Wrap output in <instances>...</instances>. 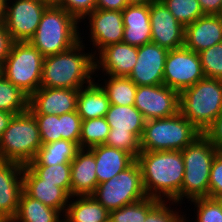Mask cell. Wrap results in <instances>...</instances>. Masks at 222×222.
<instances>
[{"instance_id": "6da1fadb", "label": "cell", "mask_w": 222, "mask_h": 222, "mask_svg": "<svg viewBox=\"0 0 222 222\" xmlns=\"http://www.w3.org/2000/svg\"><path fill=\"white\" fill-rule=\"evenodd\" d=\"M147 197L179 204L184 178L181 151H141L136 158Z\"/></svg>"}, {"instance_id": "7a4b0ae2", "label": "cell", "mask_w": 222, "mask_h": 222, "mask_svg": "<svg viewBox=\"0 0 222 222\" xmlns=\"http://www.w3.org/2000/svg\"><path fill=\"white\" fill-rule=\"evenodd\" d=\"M83 38L65 52L44 57L40 87L81 89L95 80V56L85 52Z\"/></svg>"}, {"instance_id": "3957f363", "label": "cell", "mask_w": 222, "mask_h": 222, "mask_svg": "<svg viewBox=\"0 0 222 222\" xmlns=\"http://www.w3.org/2000/svg\"><path fill=\"white\" fill-rule=\"evenodd\" d=\"M79 24L80 22L65 9L50 4L29 42L44 57L65 52L80 41L82 34Z\"/></svg>"}, {"instance_id": "277c9868", "label": "cell", "mask_w": 222, "mask_h": 222, "mask_svg": "<svg viewBox=\"0 0 222 222\" xmlns=\"http://www.w3.org/2000/svg\"><path fill=\"white\" fill-rule=\"evenodd\" d=\"M181 152L185 170L179 192L180 206L186 199L189 202L193 199L208 197L211 166L218 150L209 138L201 133Z\"/></svg>"}, {"instance_id": "5b68a950", "label": "cell", "mask_w": 222, "mask_h": 222, "mask_svg": "<svg viewBox=\"0 0 222 222\" xmlns=\"http://www.w3.org/2000/svg\"><path fill=\"white\" fill-rule=\"evenodd\" d=\"M179 112L205 133L222 114V80L205 77L181 91Z\"/></svg>"}, {"instance_id": "8992f818", "label": "cell", "mask_w": 222, "mask_h": 222, "mask_svg": "<svg viewBox=\"0 0 222 222\" xmlns=\"http://www.w3.org/2000/svg\"><path fill=\"white\" fill-rule=\"evenodd\" d=\"M42 147L34 115L25 111L13 116L0 140V160L28 165Z\"/></svg>"}, {"instance_id": "52a82bcc", "label": "cell", "mask_w": 222, "mask_h": 222, "mask_svg": "<svg viewBox=\"0 0 222 222\" xmlns=\"http://www.w3.org/2000/svg\"><path fill=\"white\" fill-rule=\"evenodd\" d=\"M201 132L180 112L145 123L140 140L141 151H182Z\"/></svg>"}, {"instance_id": "ba28073f", "label": "cell", "mask_w": 222, "mask_h": 222, "mask_svg": "<svg viewBox=\"0 0 222 222\" xmlns=\"http://www.w3.org/2000/svg\"><path fill=\"white\" fill-rule=\"evenodd\" d=\"M44 56L29 41L13 42L2 75L30 97L40 88Z\"/></svg>"}, {"instance_id": "9c48e42d", "label": "cell", "mask_w": 222, "mask_h": 222, "mask_svg": "<svg viewBox=\"0 0 222 222\" xmlns=\"http://www.w3.org/2000/svg\"><path fill=\"white\" fill-rule=\"evenodd\" d=\"M92 196L109 212L146 198L137 161L110 180L98 184Z\"/></svg>"}, {"instance_id": "30bf717a", "label": "cell", "mask_w": 222, "mask_h": 222, "mask_svg": "<svg viewBox=\"0 0 222 222\" xmlns=\"http://www.w3.org/2000/svg\"><path fill=\"white\" fill-rule=\"evenodd\" d=\"M49 5L42 0H7L3 23L12 41H29Z\"/></svg>"}, {"instance_id": "8fae6325", "label": "cell", "mask_w": 222, "mask_h": 222, "mask_svg": "<svg viewBox=\"0 0 222 222\" xmlns=\"http://www.w3.org/2000/svg\"><path fill=\"white\" fill-rule=\"evenodd\" d=\"M204 78L199 53L184 46L168 51L163 72L164 85L180 93Z\"/></svg>"}, {"instance_id": "7c38bea8", "label": "cell", "mask_w": 222, "mask_h": 222, "mask_svg": "<svg viewBox=\"0 0 222 222\" xmlns=\"http://www.w3.org/2000/svg\"><path fill=\"white\" fill-rule=\"evenodd\" d=\"M180 93L160 85L137 86L134 106L146 121L171 117L179 112Z\"/></svg>"}, {"instance_id": "4fadbf2b", "label": "cell", "mask_w": 222, "mask_h": 222, "mask_svg": "<svg viewBox=\"0 0 222 222\" xmlns=\"http://www.w3.org/2000/svg\"><path fill=\"white\" fill-rule=\"evenodd\" d=\"M85 19L89 20L86 28L89 27L88 37L91 41H88L92 42L90 44L94 49H91V52L94 56L106 46L122 42L124 32L122 11L95 9L81 22Z\"/></svg>"}, {"instance_id": "5bb4252c", "label": "cell", "mask_w": 222, "mask_h": 222, "mask_svg": "<svg viewBox=\"0 0 222 222\" xmlns=\"http://www.w3.org/2000/svg\"><path fill=\"white\" fill-rule=\"evenodd\" d=\"M151 42L168 50L184 46L185 27L161 0L150 3Z\"/></svg>"}, {"instance_id": "9a60e30c", "label": "cell", "mask_w": 222, "mask_h": 222, "mask_svg": "<svg viewBox=\"0 0 222 222\" xmlns=\"http://www.w3.org/2000/svg\"><path fill=\"white\" fill-rule=\"evenodd\" d=\"M168 51L154 42L139 46L137 63L128 78L137 86L163 84V72Z\"/></svg>"}, {"instance_id": "2e32d148", "label": "cell", "mask_w": 222, "mask_h": 222, "mask_svg": "<svg viewBox=\"0 0 222 222\" xmlns=\"http://www.w3.org/2000/svg\"><path fill=\"white\" fill-rule=\"evenodd\" d=\"M79 89L43 88L35 91L28 101L32 114L62 115L76 111Z\"/></svg>"}, {"instance_id": "e0dca14e", "label": "cell", "mask_w": 222, "mask_h": 222, "mask_svg": "<svg viewBox=\"0 0 222 222\" xmlns=\"http://www.w3.org/2000/svg\"><path fill=\"white\" fill-rule=\"evenodd\" d=\"M23 167L0 160V221L13 219L23 192Z\"/></svg>"}, {"instance_id": "ac0fdd59", "label": "cell", "mask_w": 222, "mask_h": 222, "mask_svg": "<svg viewBox=\"0 0 222 222\" xmlns=\"http://www.w3.org/2000/svg\"><path fill=\"white\" fill-rule=\"evenodd\" d=\"M137 58L138 47L124 42L106 46L95 56V76L100 70L104 75L128 77Z\"/></svg>"}, {"instance_id": "d6986e66", "label": "cell", "mask_w": 222, "mask_h": 222, "mask_svg": "<svg viewBox=\"0 0 222 222\" xmlns=\"http://www.w3.org/2000/svg\"><path fill=\"white\" fill-rule=\"evenodd\" d=\"M222 42V19L205 14L185 27L184 47L196 53Z\"/></svg>"}, {"instance_id": "ffe728a7", "label": "cell", "mask_w": 222, "mask_h": 222, "mask_svg": "<svg viewBox=\"0 0 222 222\" xmlns=\"http://www.w3.org/2000/svg\"><path fill=\"white\" fill-rule=\"evenodd\" d=\"M23 190L44 205L58 210L64 216L71 196L56 183L44 182L27 165L23 167Z\"/></svg>"}, {"instance_id": "44dd1931", "label": "cell", "mask_w": 222, "mask_h": 222, "mask_svg": "<svg viewBox=\"0 0 222 222\" xmlns=\"http://www.w3.org/2000/svg\"><path fill=\"white\" fill-rule=\"evenodd\" d=\"M123 40L134 47L151 42L150 4L127 5L122 10Z\"/></svg>"}, {"instance_id": "7402d4cb", "label": "cell", "mask_w": 222, "mask_h": 222, "mask_svg": "<svg viewBox=\"0 0 222 222\" xmlns=\"http://www.w3.org/2000/svg\"><path fill=\"white\" fill-rule=\"evenodd\" d=\"M94 154L80 148L71 161V197L92 195L98 186Z\"/></svg>"}, {"instance_id": "603a6c76", "label": "cell", "mask_w": 222, "mask_h": 222, "mask_svg": "<svg viewBox=\"0 0 222 222\" xmlns=\"http://www.w3.org/2000/svg\"><path fill=\"white\" fill-rule=\"evenodd\" d=\"M88 149L95 157L98 184L118 175L136 160L130 153L105 144L96 145Z\"/></svg>"}, {"instance_id": "cb8c5ba5", "label": "cell", "mask_w": 222, "mask_h": 222, "mask_svg": "<svg viewBox=\"0 0 222 222\" xmlns=\"http://www.w3.org/2000/svg\"><path fill=\"white\" fill-rule=\"evenodd\" d=\"M91 82L79 89L77 96V114L82 120H89L94 118L105 117L109 110L110 101L104 89L100 86V81Z\"/></svg>"}, {"instance_id": "d4e9b609", "label": "cell", "mask_w": 222, "mask_h": 222, "mask_svg": "<svg viewBox=\"0 0 222 222\" xmlns=\"http://www.w3.org/2000/svg\"><path fill=\"white\" fill-rule=\"evenodd\" d=\"M105 118L110 126V132L133 133L141 140L146 120L134 105L110 104Z\"/></svg>"}, {"instance_id": "484cf974", "label": "cell", "mask_w": 222, "mask_h": 222, "mask_svg": "<svg viewBox=\"0 0 222 222\" xmlns=\"http://www.w3.org/2000/svg\"><path fill=\"white\" fill-rule=\"evenodd\" d=\"M63 220L64 222H109V211L92 195L72 196Z\"/></svg>"}, {"instance_id": "4316f807", "label": "cell", "mask_w": 222, "mask_h": 222, "mask_svg": "<svg viewBox=\"0 0 222 222\" xmlns=\"http://www.w3.org/2000/svg\"><path fill=\"white\" fill-rule=\"evenodd\" d=\"M62 216L58 210L44 205L23 190L13 219L16 222H64Z\"/></svg>"}, {"instance_id": "83f0119b", "label": "cell", "mask_w": 222, "mask_h": 222, "mask_svg": "<svg viewBox=\"0 0 222 222\" xmlns=\"http://www.w3.org/2000/svg\"><path fill=\"white\" fill-rule=\"evenodd\" d=\"M79 149L76 143L65 139L46 143L42 145L34 160L27 166H51L71 163Z\"/></svg>"}, {"instance_id": "f1b7e54d", "label": "cell", "mask_w": 222, "mask_h": 222, "mask_svg": "<svg viewBox=\"0 0 222 222\" xmlns=\"http://www.w3.org/2000/svg\"><path fill=\"white\" fill-rule=\"evenodd\" d=\"M100 86L108 96L110 104L133 106L135 103L137 85L128 77L105 75ZM104 83V84H103Z\"/></svg>"}, {"instance_id": "f546056e", "label": "cell", "mask_w": 222, "mask_h": 222, "mask_svg": "<svg viewBox=\"0 0 222 222\" xmlns=\"http://www.w3.org/2000/svg\"><path fill=\"white\" fill-rule=\"evenodd\" d=\"M146 197L109 212V222H144L147 214L160 202Z\"/></svg>"}, {"instance_id": "4dcf8cb0", "label": "cell", "mask_w": 222, "mask_h": 222, "mask_svg": "<svg viewBox=\"0 0 222 222\" xmlns=\"http://www.w3.org/2000/svg\"><path fill=\"white\" fill-rule=\"evenodd\" d=\"M29 97L0 75V111L20 114L28 110Z\"/></svg>"}, {"instance_id": "1f68e13d", "label": "cell", "mask_w": 222, "mask_h": 222, "mask_svg": "<svg viewBox=\"0 0 222 222\" xmlns=\"http://www.w3.org/2000/svg\"><path fill=\"white\" fill-rule=\"evenodd\" d=\"M110 126L105 117L82 120L79 148H90L105 144Z\"/></svg>"}, {"instance_id": "d6a6232c", "label": "cell", "mask_w": 222, "mask_h": 222, "mask_svg": "<svg viewBox=\"0 0 222 222\" xmlns=\"http://www.w3.org/2000/svg\"><path fill=\"white\" fill-rule=\"evenodd\" d=\"M28 167L44 182L56 183L71 196V163Z\"/></svg>"}, {"instance_id": "836d02e7", "label": "cell", "mask_w": 222, "mask_h": 222, "mask_svg": "<svg viewBox=\"0 0 222 222\" xmlns=\"http://www.w3.org/2000/svg\"><path fill=\"white\" fill-rule=\"evenodd\" d=\"M184 27L205 15L198 0H161Z\"/></svg>"}, {"instance_id": "e575fe53", "label": "cell", "mask_w": 222, "mask_h": 222, "mask_svg": "<svg viewBox=\"0 0 222 222\" xmlns=\"http://www.w3.org/2000/svg\"><path fill=\"white\" fill-rule=\"evenodd\" d=\"M206 78L222 80V42L199 53Z\"/></svg>"}, {"instance_id": "d590c367", "label": "cell", "mask_w": 222, "mask_h": 222, "mask_svg": "<svg viewBox=\"0 0 222 222\" xmlns=\"http://www.w3.org/2000/svg\"><path fill=\"white\" fill-rule=\"evenodd\" d=\"M189 203L196 208V222H222V203L218 198H197Z\"/></svg>"}, {"instance_id": "8d00e7d4", "label": "cell", "mask_w": 222, "mask_h": 222, "mask_svg": "<svg viewBox=\"0 0 222 222\" xmlns=\"http://www.w3.org/2000/svg\"><path fill=\"white\" fill-rule=\"evenodd\" d=\"M33 115L38 124L42 145L62 139L61 115Z\"/></svg>"}, {"instance_id": "74e56055", "label": "cell", "mask_w": 222, "mask_h": 222, "mask_svg": "<svg viewBox=\"0 0 222 222\" xmlns=\"http://www.w3.org/2000/svg\"><path fill=\"white\" fill-rule=\"evenodd\" d=\"M105 145L124 150L135 159L141 152L140 140L133 133L109 132Z\"/></svg>"}, {"instance_id": "f35d334b", "label": "cell", "mask_w": 222, "mask_h": 222, "mask_svg": "<svg viewBox=\"0 0 222 222\" xmlns=\"http://www.w3.org/2000/svg\"><path fill=\"white\" fill-rule=\"evenodd\" d=\"M168 202L169 201H160L147 214L144 222H184V212H180L179 210L176 211L172 207H170L173 204H175L173 206H177L178 203L176 204V202L170 201L168 205Z\"/></svg>"}, {"instance_id": "ab89813d", "label": "cell", "mask_w": 222, "mask_h": 222, "mask_svg": "<svg viewBox=\"0 0 222 222\" xmlns=\"http://www.w3.org/2000/svg\"><path fill=\"white\" fill-rule=\"evenodd\" d=\"M55 5L65 9L81 23L96 9V0H56Z\"/></svg>"}, {"instance_id": "60d3db41", "label": "cell", "mask_w": 222, "mask_h": 222, "mask_svg": "<svg viewBox=\"0 0 222 222\" xmlns=\"http://www.w3.org/2000/svg\"><path fill=\"white\" fill-rule=\"evenodd\" d=\"M82 119L77 111L61 115L62 139L72 141L79 146Z\"/></svg>"}, {"instance_id": "b9f144b4", "label": "cell", "mask_w": 222, "mask_h": 222, "mask_svg": "<svg viewBox=\"0 0 222 222\" xmlns=\"http://www.w3.org/2000/svg\"><path fill=\"white\" fill-rule=\"evenodd\" d=\"M208 197H222V152L219 151L211 166Z\"/></svg>"}, {"instance_id": "7bdbcfd3", "label": "cell", "mask_w": 222, "mask_h": 222, "mask_svg": "<svg viewBox=\"0 0 222 222\" xmlns=\"http://www.w3.org/2000/svg\"><path fill=\"white\" fill-rule=\"evenodd\" d=\"M210 142L222 152V114H220L213 124L204 133Z\"/></svg>"}, {"instance_id": "ee69618b", "label": "cell", "mask_w": 222, "mask_h": 222, "mask_svg": "<svg viewBox=\"0 0 222 222\" xmlns=\"http://www.w3.org/2000/svg\"><path fill=\"white\" fill-rule=\"evenodd\" d=\"M13 41L3 22H0V64L7 58Z\"/></svg>"}, {"instance_id": "f6af8a7d", "label": "cell", "mask_w": 222, "mask_h": 222, "mask_svg": "<svg viewBox=\"0 0 222 222\" xmlns=\"http://www.w3.org/2000/svg\"><path fill=\"white\" fill-rule=\"evenodd\" d=\"M128 4L127 0H96V9L122 11Z\"/></svg>"}, {"instance_id": "bcb514c9", "label": "cell", "mask_w": 222, "mask_h": 222, "mask_svg": "<svg viewBox=\"0 0 222 222\" xmlns=\"http://www.w3.org/2000/svg\"><path fill=\"white\" fill-rule=\"evenodd\" d=\"M204 14L218 15L222 8V0H198Z\"/></svg>"}, {"instance_id": "7dc6e473", "label": "cell", "mask_w": 222, "mask_h": 222, "mask_svg": "<svg viewBox=\"0 0 222 222\" xmlns=\"http://www.w3.org/2000/svg\"><path fill=\"white\" fill-rule=\"evenodd\" d=\"M14 115L15 114H13V113H9L6 111H0V140L2 138L4 131L9 126V123L12 120Z\"/></svg>"}, {"instance_id": "c3c4849f", "label": "cell", "mask_w": 222, "mask_h": 222, "mask_svg": "<svg viewBox=\"0 0 222 222\" xmlns=\"http://www.w3.org/2000/svg\"><path fill=\"white\" fill-rule=\"evenodd\" d=\"M6 1L0 0V22H3L5 18Z\"/></svg>"}, {"instance_id": "681fc988", "label": "cell", "mask_w": 222, "mask_h": 222, "mask_svg": "<svg viewBox=\"0 0 222 222\" xmlns=\"http://www.w3.org/2000/svg\"><path fill=\"white\" fill-rule=\"evenodd\" d=\"M129 5L150 4L155 0H127Z\"/></svg>"}, {"instance_id": "f907efd6", "label": "cell", "mask_w": 222, "mask_h": 222, "mask_svg": "<svg viewBox=\"0 0 222 222\" xmlns=\"http://www.w3.org/2000/svg\"><path fill=\"white\" fill-rule=\"evenodd\" d=\"M42 1H45L48 4H54V5H55V2H56V0H42Z\"/></svg>"}, {"instance_id": "816d5d0a", "label": "cell", "mask_w": 222, "mask_h": 222, "mask_svg": "<svg viewBox=\"0 0 222 222\" xmlns=\"http://www.w3.org/2000/svg\"><path fill=\"white\" fill-rule=\"evenodd\" d=\"M4 222H16L14 219H9V220H6Z\"/></svg>"}, {"instance_id": "f5cc1de1", "label": "cell", "mask_w": 222, "mask_h": 222, "mask_svg": "<svg viewBox=\"0 0 222 222\" xmlns=\"http://www.w3.org/2000/svg\"><path fill=\"white\" fill-rule=\"evenodd\" d=\"M220 17H221V19H222V8H221V11H220V13L218 14Z\"/></svg>"}, {"instance_id": "db71d44e", "label": "cell", "mask_w": 222, "mask_h": 222, "mask_svg": "<svg viewBox=\"0 0 222 222\" xmlns=\"http://www.w3.org/2000/svg\"><path fill=\"white\" fill-rule=\"evenodd\" d=\"M186 215H187V214L184 215V222H187V220H188V219L186 218Z\"/></svg>"}, {"instance_id": "11a10c76", "label": "cell", "mask_w": 222, "mask_h": 222, "mask_svg": "<svg viewBox=\"0 0 222 222\" xmlns=\"http://www.w3.org/2000/svg\"><path fill=\"white\" fill-rule=\"evenodd\" d=\"M1 70H2V65L0 64V75L2 74V73H1Z\"/></svg>"}]
</instances>
